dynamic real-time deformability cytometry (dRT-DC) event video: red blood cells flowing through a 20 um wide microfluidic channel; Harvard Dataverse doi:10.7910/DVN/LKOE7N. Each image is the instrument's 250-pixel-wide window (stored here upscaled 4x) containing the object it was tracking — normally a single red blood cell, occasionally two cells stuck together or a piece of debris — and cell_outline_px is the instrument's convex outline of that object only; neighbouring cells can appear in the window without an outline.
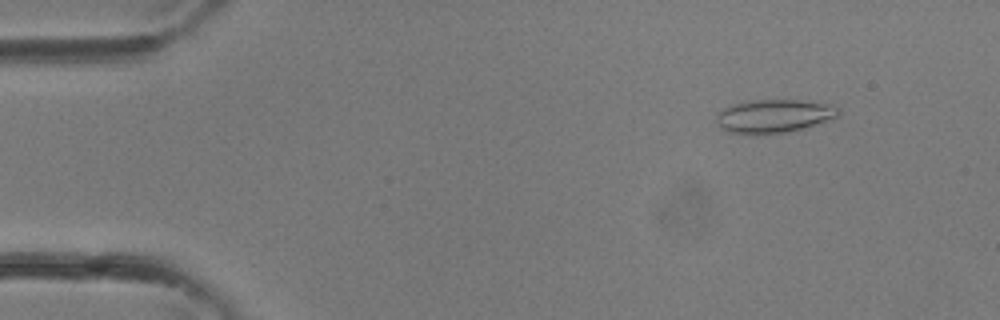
{"species": "common noctule bat (a hibernating species)", "species_latin": "Nyctalus noctula", "temperature_condition": "room temperature", "stored_images_in_passage": 34, "camera_frame_rate_fps": 3000, "um_per_image_px": 0.085, "animal": {"sex": "female"}, "frame": {"image": 1, "passage_image": 4, "time_ms": 1.0, "image_size_px": [1000, 320], "cell_outline_px": [[840, 116], [804, 128], [788, 132], [756, 136], [748, 136], [728, 132], [720, 128], [716, 124], [716, 112], [724, 108], [748, 100], [800, 100], [832, 104], [840, 108]], "centroid_in_image_um": [65.75, 9.89], "position_along_channel_um": 19.2, "area_um2": 24.45}}
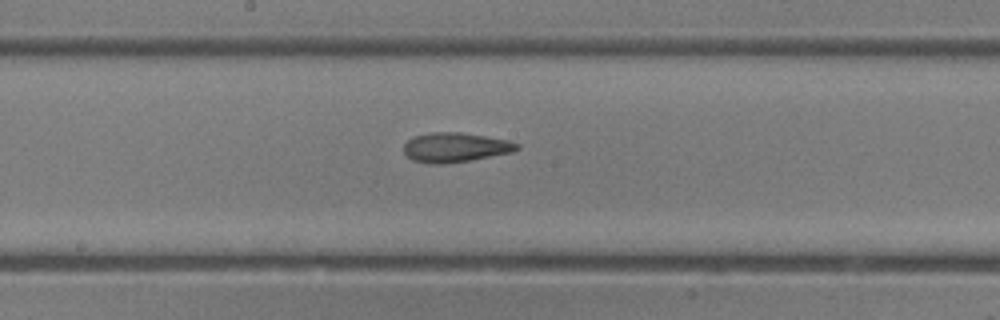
{"frame": {"image": 2, "passage_image": 18, "time_ms": 5.667, "image_size_px": [1000, 320], "cell_outline_px": [[520, 148], [512, 152], [468, 160], [444, 164], [428, 164], [412, 160], [404, 152], [404, 144], [412, 136], [432, 132], [460, 132], [508, 140], [520, 144]], "centroid_in_image_um": [38.67, 12.52], "position_along_channel_um": 209.5, "area_um2": 19.42}}
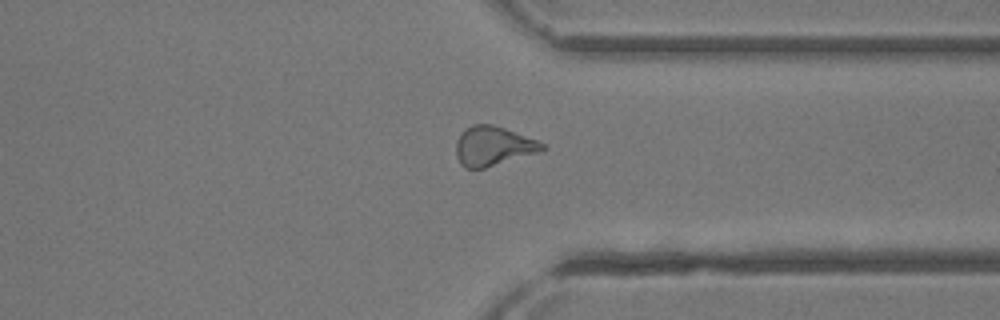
{"frame": {"image": 3, "passage_image": 26, "time_ms": 8.333, "image_size_px": [1000, 320], "cell_outline_px": [[544, 152], [484, 168], [464, 168], [460, 164], [456, 156], [456, 140], [464, 128], [472, 124], [492, 124], [504, 128], [536, 140], [544, 144]], "centroid_in_image_um": [41.91, 12.43], "position_along_channel_um": 369.5, "area_um2": 20.0}}